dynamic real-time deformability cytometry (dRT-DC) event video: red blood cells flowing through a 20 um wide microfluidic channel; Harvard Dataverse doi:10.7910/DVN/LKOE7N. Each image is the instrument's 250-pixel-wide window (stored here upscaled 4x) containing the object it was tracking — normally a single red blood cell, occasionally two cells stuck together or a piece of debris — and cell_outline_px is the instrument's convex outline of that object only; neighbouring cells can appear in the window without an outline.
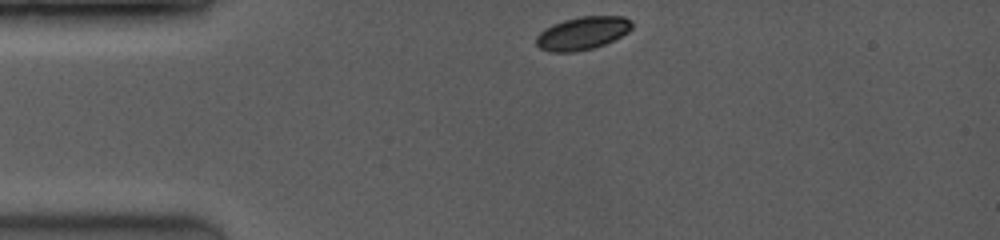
{"species": "common noctule bat (a hibernating species)", "species_latin": "Nyctalus noctula", "temperature_condition": "room temperature", "stored_images_in_passage": 35, "camera_frame_rate_fps": 3500, "um_per_image_px": 0.085, "animal": {"sex": "female", "body_mass_g": 19.0, "forearm_length_mm": 53.3}, "frame": {"image": 1, "passage_image": 1, "time_ms": 0.0, "image_size_px": [1000, 240], "cell_outline_px": [[632, 28], [628, 32], [604, 44], [592, 48], [572, 52], [552, 52], [540, 48], [536, 44], [536, 36], [540, 32], [552, 24], [564, 20], [580, 16], [624, 16], [632, 20]], "centroid_in_image_um": [49.51, 2.81], "position_along_channel_um": 35.5, "area_um2": 18.32}}
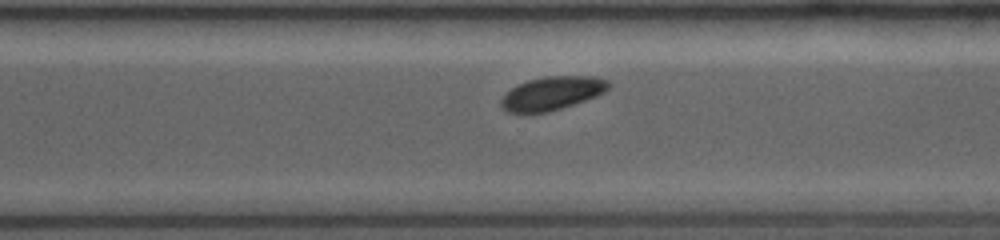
{"frame": {"image": 2, "passage_image": 25, "time_ms": 8.0, "image_size_px": [1000, 240], "cell_outline_px": [[612, 84], [604, 92], [596, 96], [548, 112], [508, 112], [500, 104], [500, 100], [512, 88], [528, 80], [548, 76], [592, 76], [608, 80]], "centroid_in_image_um": [46.96, 7.91], "position_along_channel_um": 323.6, "area_um2": 20.52}}
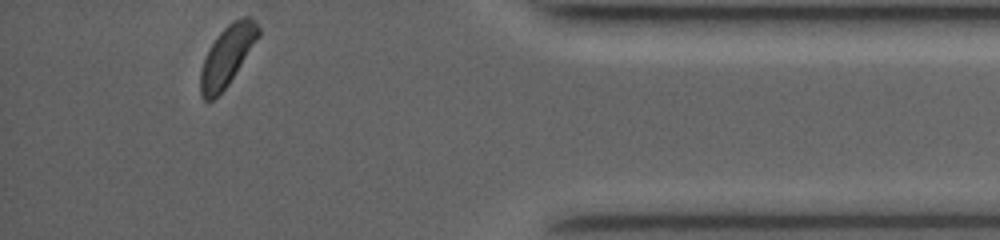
{"frame": {"image": 3, "passage_image": 35, "time_ms": 10.857, "image_size_px": [1000, 240], "cell_outline_px": [[260, 36], [228, 84], [212, 100], [204, 100], [200, 96], [200, 72], [208, 48], [220, 32], [232, 20], [244, 16], [248, 16], [260, 28]], "centroid_in_image_um": [19.3, 4.73], "position_along_channel_um": 415.9, "area_um2": 20.0}, "authors_computed_cell_mechanics": {"area_um2": 20.7502, "velocity_mm_per_s": 4.0882, "shape_relaxation_time_tau1_ms": 1.5001, "shape_relaxation_time_tau2_ms": null, "deformation_change_tau1": 0.0794, "deformation_change_tau2": null}}